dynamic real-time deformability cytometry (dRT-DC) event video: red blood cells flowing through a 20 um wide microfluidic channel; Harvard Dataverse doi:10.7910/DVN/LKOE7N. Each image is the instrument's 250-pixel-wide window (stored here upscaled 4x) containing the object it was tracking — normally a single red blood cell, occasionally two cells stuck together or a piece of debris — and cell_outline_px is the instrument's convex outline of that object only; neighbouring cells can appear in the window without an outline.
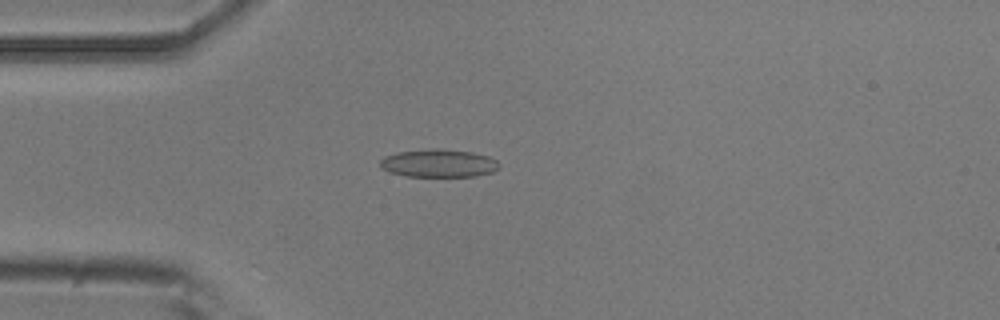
{"species": "common noctule bat (a hibernating species)", "species_latin": "Nyctalus noctula", "temperature_condition": "room temperature", "stored_images_in_passage": 45, "camera_frame_rate_fps": 3000, "um_per_image_px": 0.085, "animal": {"sex": "male", "body_mass_g": 20.5, "forearm_length_mm": 52.5}, "frame": {"image": 1, "passage_image": 7, "time_ms": 2.0, "image_size_px": [1000, 320], "cell_outline_px": [[500, 168], [492, 172], [476, 176], [408, 176], [388, 172], [380, 168], [380, 160], [384, 156], [400, 152], [436, 148], [472, 152], [488, 156], [496, 160], [500, 164]], "centroid_in_image_um": [37.29, 13.88], "position_along_channel_um": 47.7, "area_um2": 19.36}}
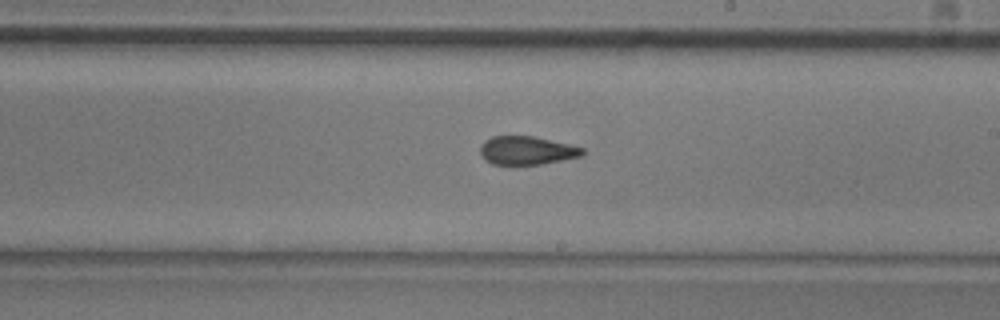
{"frame": {"image": 2, "passage_image": 23, "time_ms": 7.333, "image_size_px": [1000, 320], "cell_outline_px": [[584, 152], [580, 156], [544, 164], [492, 164], [484, 160], [480, 152], [480, 144], [484, 140], [492, 136], [532, 136], [568, 144], [584, 148]], "centroid_in_image_um": [44.73, 12.79], "position_along_channel_um": 244.3, "area_um2": 16.88}}
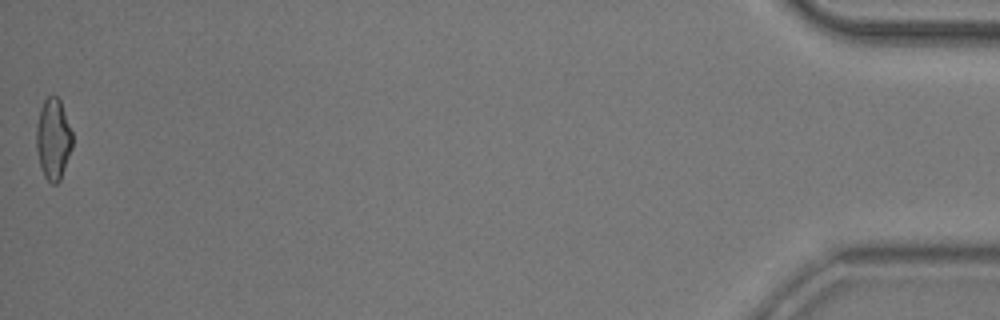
{"frame": {"image": 3, "passage_image": 45, "time_ms": 14.667, "image_size_px": [1000, 320], "cell_outline_px": [[72, 148], [60, 180], [56, 184], [52, 184], [44, 176], [40, 164], [36, 148], [36, 124], [40, 108], [44, 100], [48, 96], [56, 96], [60, 100], [72, 132]], "centroid_in_image_um": [4.51, 11.81], "position_along_channel_um": 430.7, "area_um2": 16.99}, "authors_computed_cell_mechanics": {"area_um2": 17.4556, "velocity_mm_per_s": 3.8892, "shape_relaxation_time_tau1_ms": 6.1232, "shape_relaxation_time_tau2_ms": 1.5971, "deformation_change_tau1": 0.158, "deformation_change_tau2": 0.1007}}